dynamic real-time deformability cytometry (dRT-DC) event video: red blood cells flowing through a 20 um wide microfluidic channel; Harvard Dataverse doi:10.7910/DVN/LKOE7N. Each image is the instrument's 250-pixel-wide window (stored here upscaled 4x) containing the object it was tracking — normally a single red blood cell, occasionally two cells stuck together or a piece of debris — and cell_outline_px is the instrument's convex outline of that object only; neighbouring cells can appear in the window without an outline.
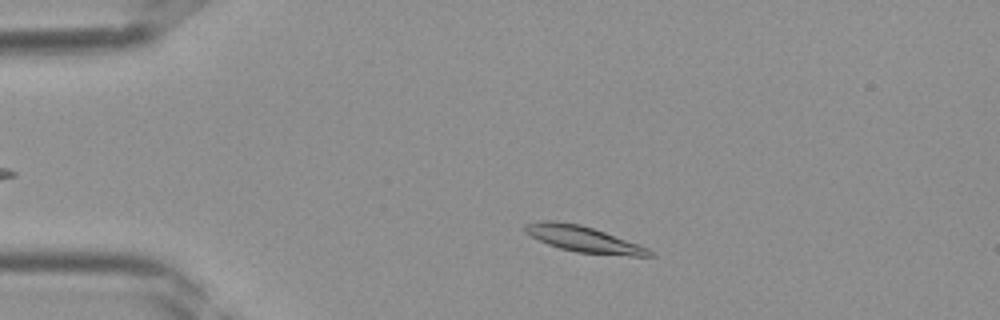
{"species": "Egyptian fruit bat (a non-hibernating species)", "species_latin": "Rousettus aegyptiacus", "temperature_condition": "room temperature", "stored_images_in_passage": 34, "camera_frame_rate_fps": 3000, "um_per_image_px": 0.085, "frame": {"image": 1, "passage_image": 3, "time_ms": 0.667, "image_size_px": [1000, 320], "cell_outline_px": [[656, 256], [628, 256], [576, 252], [560, 248], [548, 244], [524, 232], [524, 224], [540, 220], [556, 220], [580, 224], [604, 232], [648, 248], [656, 252]], "centroid_in_image_um": [49.6, 20.32], "position_along_channel_um": 35.4, "area_um2": 18.84}}
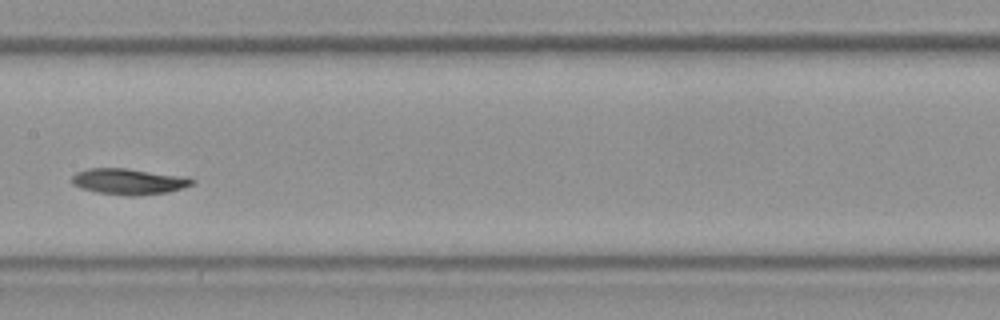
{"frame": {"image": 2, "passage_image": 15, "time_ms": 4.667, "image_size_px": [1000, 320], "cell_outline_px": [[196, 180], [192, 184], [184, 188], [168, 192], [136, 196], [128, 196], [96, 192], [80, 188], [72, 184], [72, 176], [76, 172], [88, 168], [128, 168], [188, 176]], "centroid_in_image_um": [10.98, 15.42], "position_along_channel_um": 196.4, "area_um2": 18.55}}
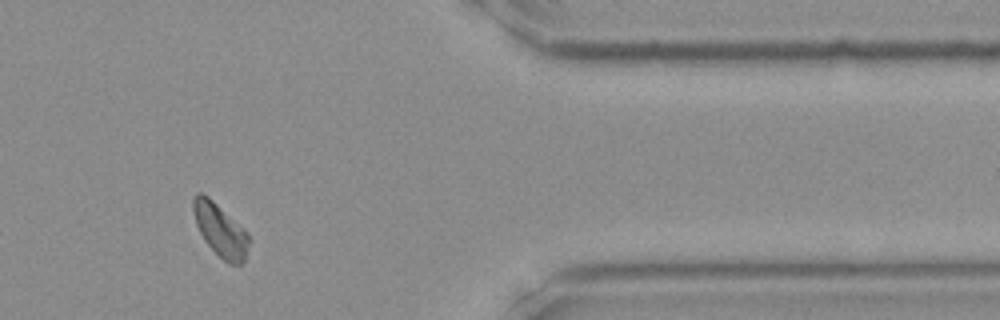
{"frame": {"image": 3, "passage_image": 28, "time_ms": 9.0, "image_size_px": [1000, 320], "cell_outline_px": [[248, 244], [244, 260], [240, 264], [228, 264], [204, 240], [196, 224], [192, 208], [192, 200], [196, 192], [200, 192], [208, 196], [244, 228], [248, 232]], "centroid_in_image_um": [18.7, 19.52], "position_along_channel_um": 392.7, "area_um2": 16.88}}